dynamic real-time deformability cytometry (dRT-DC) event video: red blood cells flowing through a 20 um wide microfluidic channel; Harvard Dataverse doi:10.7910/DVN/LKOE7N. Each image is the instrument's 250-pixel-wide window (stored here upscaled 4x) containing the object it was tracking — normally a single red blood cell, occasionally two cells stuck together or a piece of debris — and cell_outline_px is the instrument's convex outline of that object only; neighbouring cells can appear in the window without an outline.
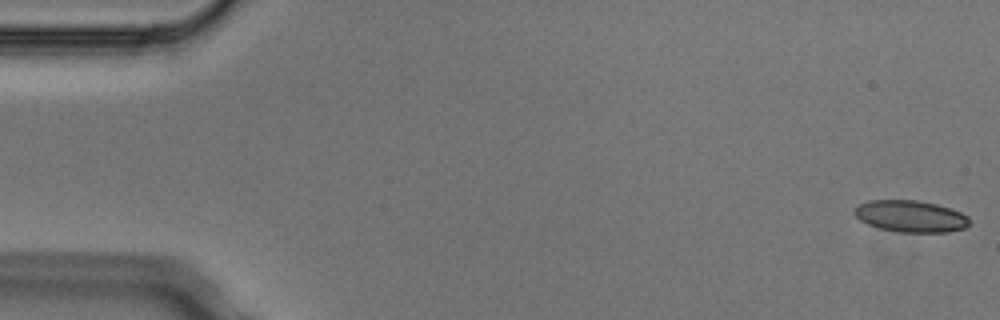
{"species": "Egyptian fruit bat (a non-hibernating species)", "species_latin": "Rousettus aegyptiacus", "temperature_condition": "cold", "stored_images_in_passage": 6, "camera_frame_rate_fps": 3000, "um_per_image_px": 0.085, "animal": {"sex": "male"}, "frame": {"image": 1, "passage_image": 1, "time_ms": 0.0, "image_size_px": [1000, 320], "cell_outline_px": [[968, 224], [964, 228], [944, 232], [896, 232], [880, 228], [868, 224], [860, 220], [856, 216], [856, 208], [860, 204], [868, 200], [916, 200], [936, 204], [960, 212], [968, 216]], "centroid_in_image_um": [77.39, 18.38], "position_along_channel_um": 7.6, "area_um2": 20.92}}
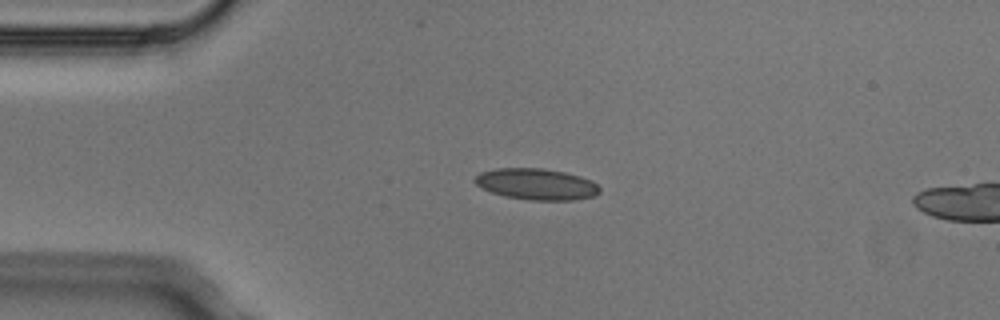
{"frame": {"image": 2, "passage_image": 4, "time_ms": 1.0, "image_size_px": [1000, 320], "cell_outline_px": [[600, 192], [596, 196], [572, 200], [528, 200], [504, 196], [492, 192], [476, 184], [472, 180], [480, 172], [496, 168], [544, 168], [564, 172], [580, 176], [592, 180], [600, 188]], "centroid_in_image_um": [45.61, 15.65], "position_along_channel_um": 39.4, "area_um2": 22.83}}